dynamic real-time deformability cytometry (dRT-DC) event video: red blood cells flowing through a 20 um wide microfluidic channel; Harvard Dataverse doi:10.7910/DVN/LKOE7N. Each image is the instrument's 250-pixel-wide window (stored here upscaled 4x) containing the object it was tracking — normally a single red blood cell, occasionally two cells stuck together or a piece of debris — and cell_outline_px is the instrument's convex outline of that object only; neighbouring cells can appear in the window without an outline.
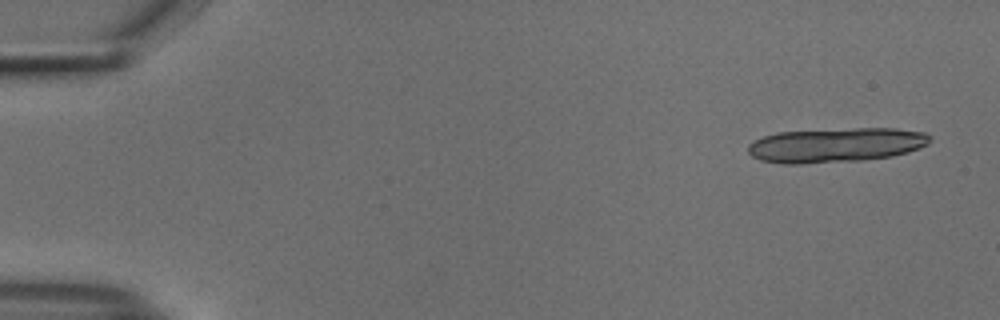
{"species": "common noctule bat (a hibernating species)", "species_latin": "Nyctalus noctula", "temperature_condition": "cold", "stored_images_in_passage": 12, "camera_frame_rate_fps": 3000, "um_per_image_px": 0.085, "animal": {"sex": "male", "body_mass_g": 18.8}, "frame": {"image": 1, "passage_image": 1, "time_ms": 0.0, "image_size_px": [1000, 320], "cell_outline_px": [[928, 144], [920, 148], [908, 152], [892, 156], [864, 160], [800, 164], [784, 164], [760, 160], [752, 156], [748, 152], [748, 144], [764, 136], [776, 132], [856, 128], [896, 128], [924, 132], [928, 136]], "centroid_in_image_um": [71.03, 12.33], "position_along_channel_um": 14.0, "area_um2": 36.65}}